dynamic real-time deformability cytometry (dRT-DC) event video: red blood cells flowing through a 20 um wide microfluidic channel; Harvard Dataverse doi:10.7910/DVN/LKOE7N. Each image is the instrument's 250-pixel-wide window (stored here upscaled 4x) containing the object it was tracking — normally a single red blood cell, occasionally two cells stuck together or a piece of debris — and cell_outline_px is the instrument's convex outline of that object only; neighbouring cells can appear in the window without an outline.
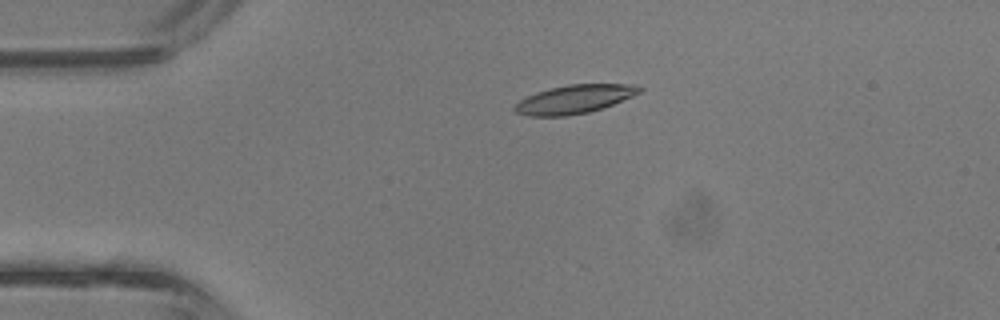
{"species": "common noctule bat (a hibernating species)", "species_latin": "Nyctalus noctula", "temperature_condition": "room temperature", "stored_images_in_passage": 3, "camera_frame_rate_fps": 3000, "um_per_image_px": 0.085, "animal": {"sex": "male", "body_mass_g": 13.3}, "frame": {"image": 1, "passage_image": 2, "time_ms": 0.333, "image_size_px": [1000, 320], "cell_outline_px": [[644, 88], [640, 92], [632, 96], [612, 104], [588, 112], [564, 116], [532, 116], [516, 112], [512, 108], [520, 100], [536, 92], [568, 84], [636, 84]], "centroid_in_image_um": [48.83, 8.42], "position_along_channel_um": 36.2, "area_um2": 20.46}}